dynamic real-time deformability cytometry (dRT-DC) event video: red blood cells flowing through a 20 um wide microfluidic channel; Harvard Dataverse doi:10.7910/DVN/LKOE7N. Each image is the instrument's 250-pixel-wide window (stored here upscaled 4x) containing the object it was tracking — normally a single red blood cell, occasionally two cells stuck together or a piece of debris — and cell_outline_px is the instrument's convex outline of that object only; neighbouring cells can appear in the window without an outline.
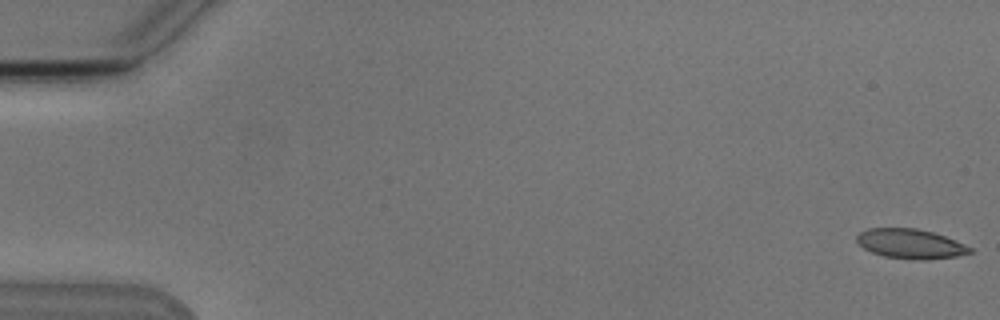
{"species": "Egyptian fruit bat (a non-hibernating species)", "species_latin": "Rousettus aegyptiacus", "temperature_condition": "cold", "stored_images_in_passage": 4, "camera_frame_rate_fps": 3000, "um_per_image_px": 0.085, "animal": {"sex": "male"}, "frame": {"image": 1, "passage_image": 1, "time_ms": 0.0, "image_size_px": [1000, 320], "cell_outline_px": [[972, 252], [956, 256], [928, 260], [916, 260], [884, 256], [872, 252], [864, 248], [856, 240], [856, 236], [860, 232], [868, 228], [916, 228], [932, 232], [956, 240], [972, 248]], "centroid_in_image_um": [77.39, 20.72], "position_along_channel_um": 7.6, "area_um2": 19.48}}